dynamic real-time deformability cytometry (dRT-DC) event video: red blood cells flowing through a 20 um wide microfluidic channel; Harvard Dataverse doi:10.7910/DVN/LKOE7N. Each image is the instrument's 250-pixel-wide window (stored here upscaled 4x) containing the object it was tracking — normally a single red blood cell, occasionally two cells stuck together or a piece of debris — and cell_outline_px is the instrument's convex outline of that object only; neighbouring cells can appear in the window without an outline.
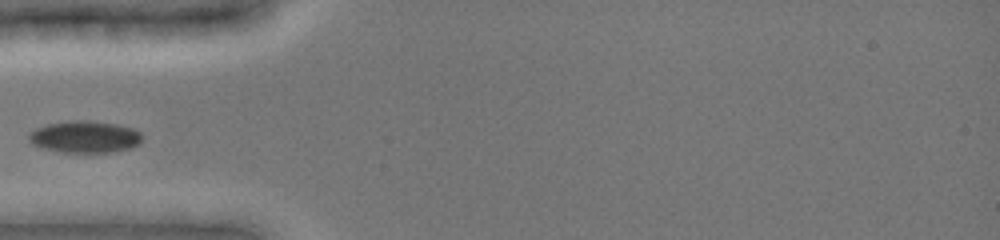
{"species": "common noctule bat (a hibernating species)", "species_latin": "Nyctalus noctula", "temperature_condition": "cold", "stored_images_in_passage": 12, "camera_frame_rate_fps": 3000, "um_per_image_px": 0.085, "animal": {"sex": "female", "body_mass_g": 19.0, "forearm_length_mm": 51.5}, "frame": {"image": 1, "passage_image": 7, "time_ms": 4.667, "image_size_px": [1000, 240], "cell_outline_px": [[140, 144], [132, 148], [108, 152], [64, 152], [44, 148], [32, 144], [28, 140], [28, 132], [36, 128], [48, 124], [72, 120], [88, 120], [116, 124], [132, 128], [140, 132]], "centroid_in_image_um": [7.19, 11.62], "position_along_channel_um": 77.8, "area_um2": 20.98}}